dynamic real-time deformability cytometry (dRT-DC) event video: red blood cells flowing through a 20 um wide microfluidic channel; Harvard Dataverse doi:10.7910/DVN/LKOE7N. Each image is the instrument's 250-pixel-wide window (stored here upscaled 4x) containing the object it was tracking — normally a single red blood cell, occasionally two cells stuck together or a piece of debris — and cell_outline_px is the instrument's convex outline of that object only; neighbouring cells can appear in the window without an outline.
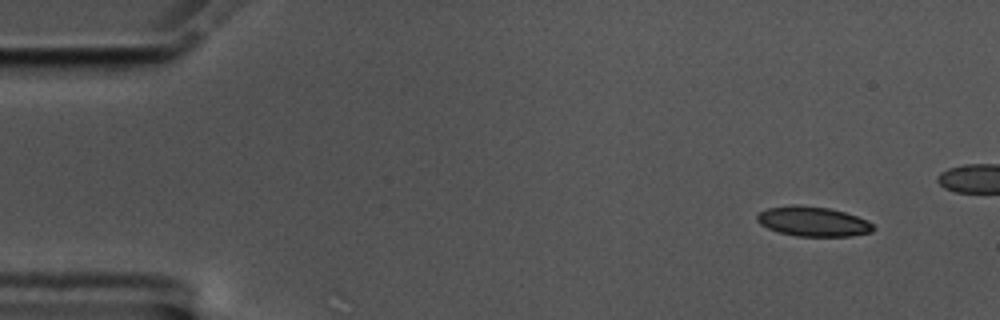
{"species": "common noctule bat (a hibernating species)", "species_latin": "Nyctalus noctula", "temperature_condition": "cold", "stored_images_in_passage": 46, "camera_frame_rate_fps": 3000, "um_per_image_px": 0.085, "animal": {"sex": "male", "body_mass_g": 17.5, "forearm_length_mm": 52.3}, "frame": {"image": 1, "passage_image": 1, "time_ms": 0.0, "image_size_px": [1000, 320], "cell_outline_px": [[876, 228], [872, 232], [852, 236], [796, 236], [780, 232], [768, 228], [760, 224], [756, 220], [756, 216], [760, 212], [768, 208], [828, 208], [844, 212], [868, 220]], "centroid_in_image_um": [69.18, 18.88], "position_along_channel_um": 15.8, "area_um2": 19.25}}
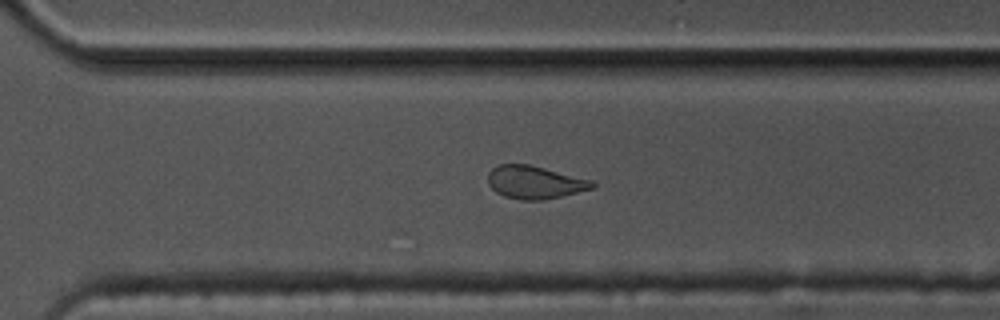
{"frame": {"image": 2, "passage_image": 36, "time_ms": 11.667, "image_size_px": [1000, 320], "cell_outline_px": [[596, 188], [560, 196], [540, 200], [520, 200], [504, 196], [496, 192], [488, 184], [488, 172], [492, 168], [500, 164], [528, 164], [592, 180], [596, 184]], "centroid_in_image_um": [45.45, 15.49], "position_along_channel_um": 325.2, "area_um2": 19.94}}
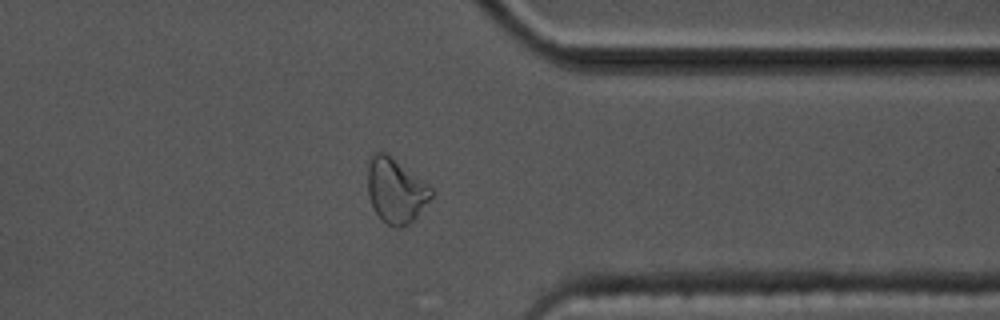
{"frame": {"image": 3, "passage_image": 41, "time_ms": 13.333, "image_size_px": [1000, 320], "cell_outline_px": [[432, 196], [416, 216], [408, 224], [400, 228], [396, 228], [388, 224], [376, 212], [368, 196], [368, 164], [372, 152], [384, 152], [428, 184], [432, 188]], "centroid_in_image_um": [33.62, 16.19], "position_along_channel_um": 377.8, "area_um2": 23.41}}